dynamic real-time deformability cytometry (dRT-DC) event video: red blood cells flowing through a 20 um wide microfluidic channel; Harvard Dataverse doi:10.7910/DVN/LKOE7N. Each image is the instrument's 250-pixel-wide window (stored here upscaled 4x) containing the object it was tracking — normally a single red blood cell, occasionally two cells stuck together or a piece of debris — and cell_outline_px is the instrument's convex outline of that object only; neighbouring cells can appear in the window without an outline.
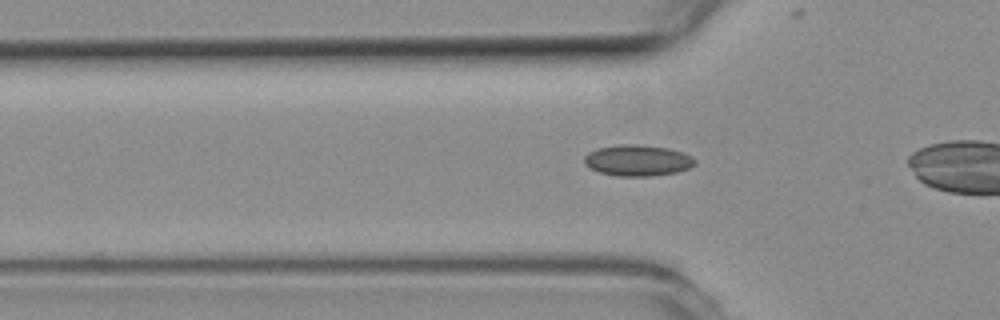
{"species": "common noctule bat (a hibernating species)", "species_latin": "Nyctalus noctula", "temperature_condition": "room temperature", "stored_images_in_passage": 30, "camera_frame_rate_fps": 3000, "um_per_image_px": 0.085, "animal": {"sex": "female", "body_mass_g": 19.3, "forearm_length_mm": 54.1}, "frame": {"image": 1, "passage_image": 9, "time_ms": 2.667, "image_size_px": [1000, 320], "cell_outline_px": [[696, 164], [688, 168], [676, 172], [652, 176], [620, 176], [600, 172], [584, 164], [584, 156], [588, 152], [596, 148], [620, 144], [636, 144], [668, 148], [692, 156], [696, 160]], "centroid_in_image_um": [54.19, 13.63], "position_along_channel_um": 71.6, "area_um2": 20.0}}
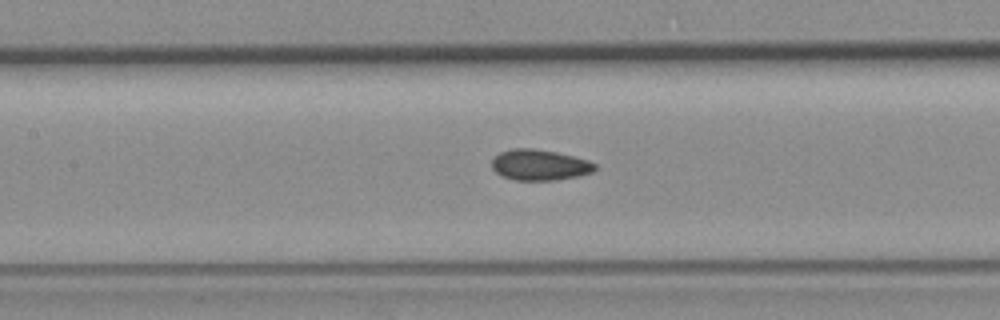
{"frame": {"image": 2, "passage_image": 16, "time_ms": 5.0, "image_size_px": [1000, 320], "cell_outline_px": [[596, 168], [592, 172], [576, 176], [556, 180], [516, 180], [504, 176], [496, 172], [492, 168], [492, 160], [500, 152], [512, 148], [532, 148], [556, 152], [588, 160], [596, 164]], "centroid_in_image_um": [45.86, 14.01], "position_along_channel_um": 161.5, "area_um2": 18.32}}
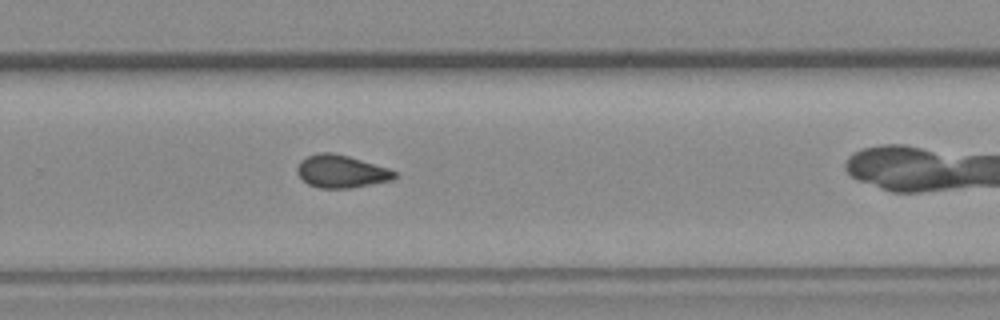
{"frame": {"image": 3, "passage_image": 27, "time_ms": 8.667, "image_size_px": [1000, 320], "cell_outline_px": [[396, 176], [392, 180], [352, 188], [320, 188], [308, 184], [296, 172], [296, 168], [300, 160], [308, 156], [320, 152], [332, 152], [348, 156], [388, 168], [396, 172]], "centroid_in_image_um": [28.99, 14.57], "position_along_channel_um": 300.8, "area_um2": 18.5}}